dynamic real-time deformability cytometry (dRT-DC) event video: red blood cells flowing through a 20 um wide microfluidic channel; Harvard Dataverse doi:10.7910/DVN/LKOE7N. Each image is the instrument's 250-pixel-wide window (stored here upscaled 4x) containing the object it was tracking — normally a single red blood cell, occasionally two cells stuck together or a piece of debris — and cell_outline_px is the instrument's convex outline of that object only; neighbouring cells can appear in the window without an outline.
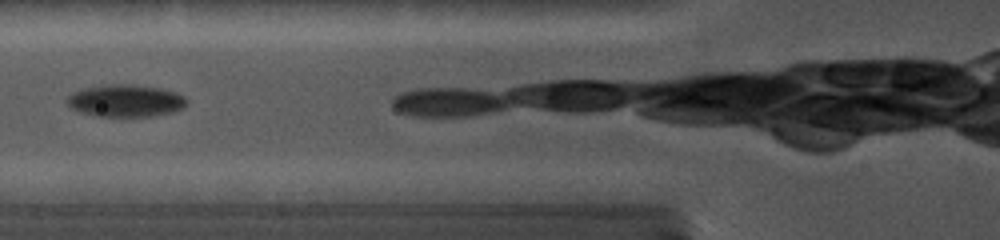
{"species": "common noctule bat (a hibernating species)", "species_latin": "Nyctalus noctula", "temperature_condition": "cold", "stored_images_in_passage": 7, "camera_frame_rate_fps": 5000, "um_per_image_px": 0.085, "animal": {"sex": "female", "body_mass_g": 19.0, "forearm_length_mm": 56.7}, "frame": {"image": 1, "passage_image": 3, "time_ms": 1.4, "image_size_px": [1000, 240], "cell_outline_px": [[188, 104], [184, 108], [172, 112], [152, 116], [96, 116], [80, 112], [72, 108], [68, 104], [68, 96], [72, 92], [84, 88], [104, 84], [132, 84], [160, 88], [176, 92], [184, 96], [188, 100]], "centroid_in_image_um": [10.71, 8.55], "position_along_channel_um": 115.1, "area_um2": 22.6}}